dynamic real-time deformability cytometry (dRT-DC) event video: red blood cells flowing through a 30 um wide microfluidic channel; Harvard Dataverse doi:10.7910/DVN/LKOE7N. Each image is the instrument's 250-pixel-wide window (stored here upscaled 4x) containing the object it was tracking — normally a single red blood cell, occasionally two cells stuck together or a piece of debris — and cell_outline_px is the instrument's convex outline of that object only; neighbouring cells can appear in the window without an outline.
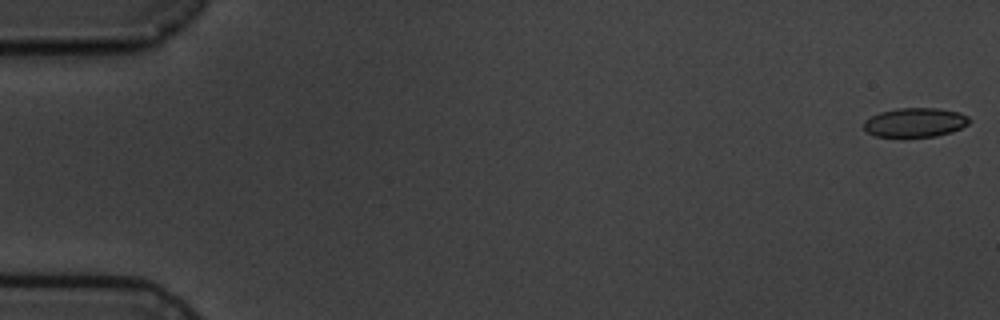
{"species": "common noctule bat (a hibernating species)", "species_latin": "Nyctalus noctula", "temperature_condition": "cold", "stored_images_in_passage": 8, "camera_frame_rate_fps": 3000, "um_per_image_px": 0.085, "animal": {"sex": "male", "body_mass_g": 19.5, "forearm_length_mm": 54.6}, "frame": {"image": 1, "passage_image": 1, "time_ms": 0.0, "image_size_px": [1000, 320], "cell_outline_px": [[972, 120], [968, 124], [952, 132], [936, 136], [876, 136], [868, 132], [864, 128], [864, 120], [880, 112], [896, 108], [936, 108], [960, 112], [968, 116]], "centroid_in_image_um": [77.82, 10.39], "position_along_channel_um": 7.2, "area_um2": 17.86}}
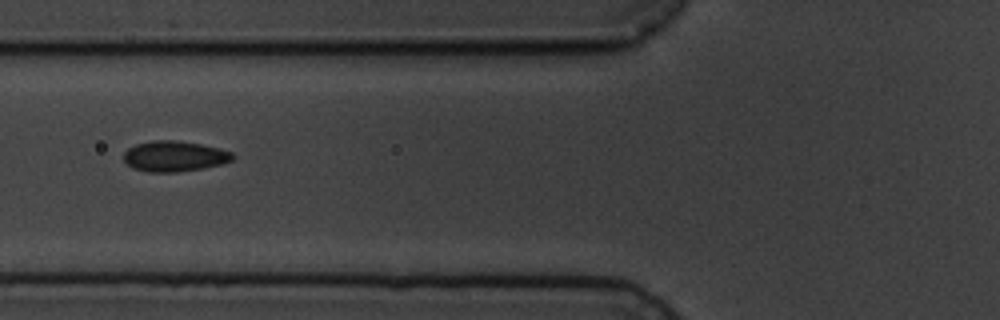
{"frame": {"image": 2, "passage_image": 7, "time_ms": 7.0, "image_size_px": [1000, 320], "cell_outline_px": [[236, 156], [232, 160], [220, 164], [200, 168], [176, 172], [148, 172], [132, 168], [124, 160], [124, 152], [128, 148], [136, 144], [152, 140], [176, 140], [200, 144], [220, 148], [232, 152]], "centroid_in_image_um": [14.81, 13.27], "position_along_channel_um": 111.0, "area_um2": 19.36}}
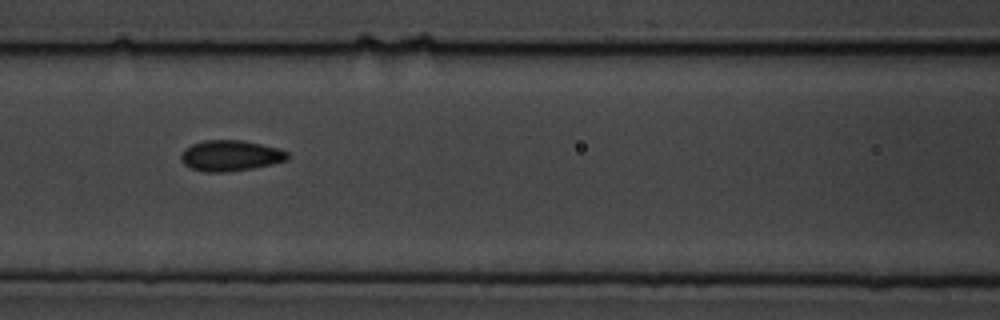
{"frame": {"image": 3, "passage_image": 8, "time_ms": 8.0, "image_size_px": [1000, 320], "cell_outline_px": [[288, 160], [272, 164], [252, 168], [224, 172], [204, 172], [192, 168], [184, 164], [180, 156], [184, 148], [192, 144], [204, 140], [244, 140], [280, 148], [288, 152]], "centroid_in_image_um": [19.6, 13.22], "position_along_channel_um": 147.0, "area_um2": 19.19}}